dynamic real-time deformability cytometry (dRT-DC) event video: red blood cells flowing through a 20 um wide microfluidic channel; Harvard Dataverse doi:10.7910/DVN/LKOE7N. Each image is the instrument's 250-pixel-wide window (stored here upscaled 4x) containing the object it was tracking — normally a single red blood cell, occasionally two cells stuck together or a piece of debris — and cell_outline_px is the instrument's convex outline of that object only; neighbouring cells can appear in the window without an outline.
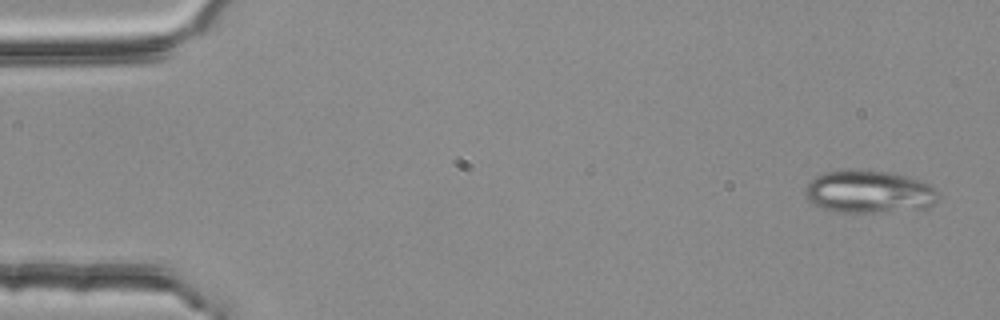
{"species": "common noctule bat (a hibernating species)", "species_latin": "Nyctalus noctula", "temperature_condition": "room temperature", "stored_images_in_passage": 5, "camera_frame_rate_fps": 3000, "um_per_image_px": 0.085, "animal": {"sex": "female", "body_mass_g": 25.1}, "frame": {"image": 1, "passage_image": 1, "time_ms": 0.0, "image_size_px": [1000, 320], "cell_outline_px": [[940, 196], [928, 208], [876, 212], [840, 212], [824, 208], [812, 204], [804, 196], [804, 188], [820, 172], [892, 172], [908, 176], [920, 180], [936, 188]], "centroid_in_image_um": [73.89, 16.33], "position_along_channel_um": 11.1, "area_um2": 32.6}}